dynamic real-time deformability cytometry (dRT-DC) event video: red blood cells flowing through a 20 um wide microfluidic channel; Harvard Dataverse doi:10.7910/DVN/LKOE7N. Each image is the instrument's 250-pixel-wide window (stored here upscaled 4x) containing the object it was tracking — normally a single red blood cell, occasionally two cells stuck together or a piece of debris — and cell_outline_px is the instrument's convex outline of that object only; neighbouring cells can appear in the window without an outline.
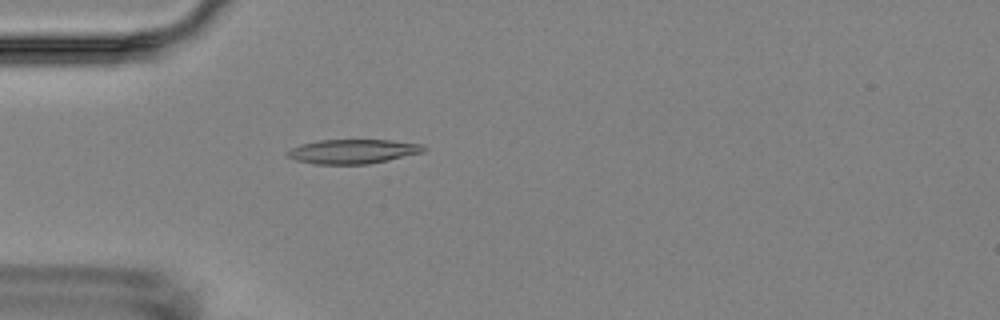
{"species": "Egyptian fruit bat (a non-hibernating species)", "species_latin": "Rousettus aegyptiacus", "temperature_condition": "room temperature", "stored_images_in_passage": 1, "camera_frame_rate_fps": 3000, "um_per_image_px": 0.085, "animal": {"sex": "female"}, "frame": {"image": 1, "passage_image": 1, "time_ms": 0.0, "image_size_px": [1000, 320], "cell_outline_px": [[428, 148], [424, 152], [388, 160], [368, 164], [316, 164], [296, 160], [284, 156], [284, 152], [300, 144], [320, 140], [392, 140], [424, 144]], "centroid_in_image_um": [30.0, 12.87], "position_along_channel_um": 55.0, "area_um2": 19.54}}